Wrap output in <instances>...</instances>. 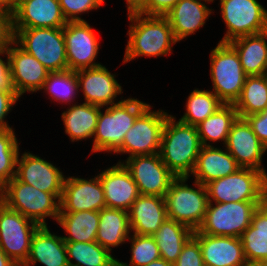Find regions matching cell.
Listing matches in <instances>:
<instances>
[{"mask_svg": "<svg viewBox=\"0 0 267 266\" xmlns=\"http://www.w3.org/2000/svg\"><path fill=\"white\" fill-rule=\"evenodd\" d=\"M149 105L137 98H127L107 106L104 113L100 109L92 153H114L122 145L126 132Z\"/></svg>", "mask_w": 267, "mask_h": 266, "instance_id": "obj_3", "label": "cell"}, {"mask_svg": "<svg viewBox=\"0 0 267 266\" xmlns=\"http://www.w3.org/2000/svg\"><path fill=\"white\" fill-rule=\"evenodd\" d=\"M227 32L219 42L267 31V10L257 0H220Z\"/></svg>", "mask_w": 267, "mask_h": 266, "instance_id": "obj_10", "label": "cell"}, {"mask_svg": "<svg viewBox=\"0 0 267 266\" xmlns=\"http://www.w3.org/2000/svg\"><path fill=\"white\" fill-rule=\"evenodd\" d=\"M43 89L55 101L70 104L79 90L75 71L50 73L42 87Z\"/></svg>", "mask_w": 267, "mask_h": 266, "instance_id": "obj_37", "label": "cell"}, {"mask_svg": "<svg viewBox=\"0 0 267 266\" xmlns=\"http://www.w3.org/2000/svg\"><path fill=\"white\" fill-rule=\"evenodd\" d=\"M210 75L213 91L224 104L239 98L247 75L238 53L229 42H219L210 53Z\"/></svg>", "mask_w": 267, "mask_h": 266, "instance_id": "obj_7", "label": "cell"}, {"mask_svg": "<svg viewBox=\"0 0 267 266\" xmlns=\"http://www.w3.org/2000/svg\"><path fill=\"white\" fill-rule=\"evenodd\" d=\"M193 232L188 226L167 218L152 235L156 240L161 258L173 264Z\"/></svg>", "mask_w": 267, "mask_h": 266, "instance_id": "obj_31", "label": "cell"}, {"mask_svg": "<svg viewBox=\"0 0 267 266\" xmlns=\"http://www.w3.org/2000/svg\"><path fill=\"white\" fill-rule=\"evenodd\" d=\"M258 139L267 147V108L245 117Z\"/></svg>", "mask_w": 267, "mask_h": 266, "instance_id": "obj_44", "label": "cell"}, {"mask_svg": "<svg viewBox=\"0 0 267 266\" xmlns=\"http://www.w3.org/2000/svg\"><path fill=\"white\" fill-rule=\"evenodd\" d=\"M78 89L82 90L85 103L107 107L116 104L117 95L122 94V86L108 69L100 65L75 71Z\"/></svg>", "mask_w": 267, "mask_h": 266, "instance_id": "obj_20", "label": "cell"}, {"mask_svg": "<svg viewBox=\"0 0 267 266\" xmlns=\"http://www.w3.org/2000/svg\"><path fill=\"white\" fill-rule=\"evenodd\" d=\"M103 187L106 207L129 211L140 195L130 171L118 162L98 174Z\"/></svg>", "mask_w": 267, "mask_h": 266, "instance_id": "obj_21", "label": "cell"}, {"mask_svg": "<svg viewBox=\"0 0 267 266\" xmlns=\"http://www.w3.org/2000/svg\"><path fill=\"white\" fill-rule=\"evenodd\" d=\"M240 239L246 261H267V214L260 207Z\"/></svg>", "mask_w": 267, "mask_h": 266, "instance_id": "obj_32", "label": "cell"}, {"mask_svg": "<svg viewBox=\"0 0 267 266\" xmlns=\"http://www.w3.org/2000/svg\"><path fill=\"white\" fill-rule=\"evenodd\" d=\"M179 0H147L137 11L148 16H165Z\"/></svg>", "mask_w": 267, "mask_h": 266, "instance_id": "obj_42", "label": "cell"}, {"mask_svg": "<svg viewBox=\"0 0 267 266\" xmlns=\"http://www.w3.org/2000/svg\"><path fill=\"white\" fill-rule=\"evenodd\" d=\"M3 186L0 184V201L2 200Z\"/></svg>", "mask_w": 267, "mask_h": 266, "instance_id": "obj_53", "label": "cell"}, {"mask_svg": "<svg viewBox=\"0 0 267 266\" xmlns=\"http://www.w3.org/2000/svg\"><path fill=\"white\" fill-rule=\"evenodd\" d=\"M104 0H59L66 21H84L79 15L99 8Z\"/></svg>", "mask_w": 267, "mask_h": 266, "instance_id": "obj_40", "label": "cell"}, {"mask_svg": "<svg viewBox=\"0 0 267 266\" xmlns=\"http://www.w3.org/2000/svg\"><path fill=\"white\" fill-rule=\"evenodd\" d=\"M4 54L7 57V62L0 57V90H14L11 79L10 59L8 55V42L5 46L0 47V56Z\"/></svg>", "mask_w": 267, "mask_h": 266, "instance_id": "obj_45", "label": "cell"}, {"mask_svg": "<svg viewBox=\"0 0 267 266\" xmlns=\"http://www.w3.org/2000/svg\"><path fill=\"white\" fill-rule=\"evenodd\" d=\"M65 246L70 266H118L111 252L96 241L65 242Z\"/></svg>", "mask_w": 267, "mask_h": 266, "instance_id": "obj_35", "label": "cell"}, {"mask_svg": "<svg viewBox=\"0 0 267 266\" xmlns=\"http://www.w3.org/2000/svg\"><path fill=\"white\" fill-rule=\"evenodd\" d=\"M244 266H267V261H246Z\"/></svg>", "mask_w": 267, "mask_h": 266, "instance_id": "obj_52", "label": "cell"}, {"mask_svg": "<svg viewBox=\"0 0 267 266\" xmlns=\"http://www.w3.org/2000/svg\"><path fill=\"white\" fill-rule=\"evenodd\" d=\"M56 221L68 234L62 236L65 242L96 241L99 211L60 212Z\"/></svg>", "mask_w": 267, "mask_h": 266, "instance_id": "obj_30", "label": "cell"}, {"mask_svg": "<svg viewBox=\"0 0 267 266\" xmlns=\"http://www.w3.org/2000/svg\"><path fill=\"white\" fill-rule=\"evenodd\" d=\"M131 232L152 236L168 218L164 197L139 195L128 211Z\"/></svg>", "mask_w": 267, "mask_h": 266, "instance_id": "obj_24", "label": "cell"}, {"mask_svg": "<svg viewBox=\"0 0 267 266\" xmlns=\"http://www.w3.org/2000/svg\"><path fill=\"white\" fill-rule=\"evenodd\" d=\"M101 108V106L83 102L72 104L62 113L65 133L72 142L94 136Z\"/></svg>", "mask_w": 267, "mask_h": 266, "instance_id": "obj_29", "label": "cell"}, {"mask_svg": "<svg viewBox=\"0 0 267 266\" xmlns=\"http://www.w3.org/2000/svg\"><path fill=\"white\" fill-rule=\"evenodd\" d=\"M240 168L227 149L202 146L192 175L195 181L206 185L210 181L231 175Z\"/></svg>", "mask_w": 267, "mask_h": 266, "instance_id": "obj_26", "label": "cell"}, {"mask_svg": "<svg viewBox=\"0 0 267 266\" xmlns=\"http://www.w3.org/2000/svg\"><path fill=\"white\" fill-rule=\"evenodd\" d=\"M70 266L65 241L62 236L50 232L48 226H40L32 236L29 256L22 266Z\"/></svg>", "mask_w": 267, "mask_h": 266, "instance_id": "obj_25", "label": "cell"}, {"mask_svg": "<svg viewBox=\"0 0 267 266\" xmlns=\"http://www.w3.org/2000/svg\"><path fill=\"white\" fill-rule=\"evenodd\" d=\"M8 55L12 85L16 94L21 97L26 92L32 93L42 90L51 72L38 59L22 49L12 38L8 41Z\"/></svg>", "mask_w": 267, "mask_h": 266, "instance_id": "obj_15", "label": "cell"}, {"mask_svg": "<svg viewBox=\"0 0 267 266\" xmlns=\"http://www.w3.org/2000/svg\"><path fill=\"white\" fill-rule=\"evenodd\" d=\"M0 266H18L12 259H10L5 252L0 248Z\"/></svg>", "mask_w": 267, "mask_h": 266, "instance_id": "obj_49", "label": "cell"}, {"mask_svg": "<svg viewBox=\"0 0 267 266\" xmlns=\"http://www.w3.org/2000/svg\"><path fill=\"white\" fill-rule=\"evenodd\" d=\"M202 148L197 126L176 122L168 115L162 132L159 155L176 177H190ZM190 174V175H189Z\"/></svg>", "mask_w": 267, "mask_h": 266, "instance_id": "obj_2", "label": "cell"}, {"mask_svg": "<svg viewBox=\"0 0 267 266\" xmlns=\"http://www.w3.org/2000/svg\"><path fill=\"white\" fill-rule=\"evenodd\" d=\"M259 207L267 214V192L263 195Z\"/></svg>", "mask_w": 267, "mask_h": 266, "instance_id": "obj_51", "label": "cell"}, {"mask_svg": "<svg viewBox=\"0 0 267 266\" xmlns=\"http://www.w3.org/2000/svg\"><path fill=\"white\" fill-rule=\"evenodd\" d=\"M201 1L213 2L211 0H179L165 15L177 42L203 27L208 17L213 13L212 10L214 9H209Z\"/></svg>", "mask_w": 267, "mask_h": 266, "instance_id": "obj_23", "label": "cell"}, {"mask_svg": "<svg viewBox=\"0 0 267 266\" xmlns=\"http://www.w3.org/2000/svg\"><path fill=\"white\" fill-rule=\"evenodd\" d=\"M225 148L241 168H251L263 172L262 157L267 147L258 139L245 118L237 117L227 137Z\"/></svg>", "mask_w": 267, "mask_h": 266, "instance_id": "obj_16", "label": "cell"}, {"mask_svg": "<svg viewBox=\"0 0 267 266\" xmlns=\"http://www.w3.org/2000/svg\"><path fill=\"white\" fill-rule=\"evenodd\" d=\"M67 24L59 0H18L10 28H62Z\"/></svg>", "mask_w": 267, "mask_h": 266, "instance_id": "obj_18", "label": "cell"}, {"mask_svg": "<svg viewBox=\"0 0 267 266\" xmlns=\"http://www.w3.org/2000/svg\"><path fill=\"white\" fill-rule=\"evenodd\" d=\"M128 19L131 25L123 63L139 56L159 57L171 53L172 45L177 41L165 16H148L132 11L128 12Z\"/></svg>", "mask_w": 267, "mask_h": 266, "instance_id": "obj_1", "label": "cell"}, {"mask_svg": "<svg viewBox=\"0 0 267 266\" xmlns=\"http://www.w3.org/2000/svg\"><path fill=\"white\" fill-rule=\"evenodd\" d=\"M127 4V11H137L147 0H125Z\"/></svg>", "mask_w": 267, "mask_h": 266, "instance_id": "obj_48", "label": "cell"}, {"mask_svg": "<svg viewBox=\"0 0 267 266\" xmlns=\"http://www.w3.org/2000/svg\"><path fill=\"white\" fill-rule=\"evenodd\" d=\"M131 241L130 263L120 262L118 266H146L150 262L161 258L156 240L150 235L133 234L128 238Z\"/></svg>", "mask_w": 267, "mask_h": 266, "instance_id": "obj_39", "label": "cell"}, {"mask_svg": "<svg viewBox=\"0 0 267 266\" xmlns=\"http://www.w3.org/2000/svg\"><path fill=\"white\" fill-rule=\"evenodd\" d=\"M11 38L51 73L68 70L62 28H10Z\"/></svg>", "mask_w": 267, "mask_h": 266, "instance_id": "obj_4", "label": "cell"}, {"mask_svg": "<svg viewBox=\"0 0 267 266\" xmlns=\"http://www.w3.org/2000/svg\"><path fill=\"white\" fill-rule=\"evenodd\" d=\"M18 0H0V11L11 18L15 13Z\"/></svg>", "mask_w": 267, "mask_h": 266, "instance_id": "obj_47", "label": "cell"}, {"mask_svg": "<svg viewBox=\"0 0 267 266\" xmlns=\"http://www.w3.org/2000/svg\"><path fill=\"white\" fill-rule=\"evenodd\" d=\"M19 144L12 129H0V184L4 186L16 175Z\"/></svg>", "mask_w": 267, "mask_h": 266, "instance_id": "obj_38", "label": "cell"}, {"mask_svg": "<svg viewBox=\"0 0 267 266\" xmlns=\"http://www.w3.org/2000/svg\"><path fill=\"white\" fill-rule=\"evenodd\" d=\"M148 106L126 132L122 145L114 152L129 157L159 153L162 132L168 113L162 110L152 111Z\"/></svg>", "mask_w": 267, "mask_h": 266, "instance_id": "obj_11", "label": "cell"}, {"mask_svg": "<svg viewBox=\"0 0 267 266\" xmlns=\"http://www.w3.org/2000/svg\"><path fill=\"white\" fill-rule=\"evenodd\" d=\"M208 201L215 203L261 201L267 192V176L258 170L240 168L206 185Z\"/></svg>", "mask_w": 267, "mask_h": 266, "instance_id": "obj_8", "label": "cell"}, {"mask_svg": "<svg viewBox=\"0 0 267 266\" xmlns=\"http://www.w3.org/2000/svg\"><path fill=\"white\" fill-rule=\"evenodd\" d=\"M17 100L19 96L14 90H0V129H12L4 120Z\"/></svg>", "mask_w": 267, "mask_h": 266, "instance_id": "obj_43", "label": "cell"}, {"mask_svg": "<svg viewBox=\"0 0 267 266\" xmlns=\"http://www.w3.org/2000/svg\"><path fill=\"white\" fill-rule=\"evenodd\" d=\"M68 70L94 68L99 51V42L87 21H68L63 27Z\"/></svg>", "mask_w": 267, "mask_h": 266, "instance_id": "obj_14", "label": "cell"}, {"mask_svg": "<svg viewBox=\"0 0 267 266\" xmlns=\"http://www.w3.org/2000/svg\"><path fill=\"white\" fill-rule=\"evenodd\" d=\"M267 31L238 37L229 43L238 53L243 71L247 76L267 74Z\"/></svg>", "mask_w": 267, "mask_h": 266, "instance_id": "obj_27", "label": "cell"}, {"mask_svg": "<svg viewBox=\"0 0 267 266\" xmlns=\"http://www.w3.org/2000/svg\"><path fill=\"white\" fill-rule=\"evenodd\" d=\"M105 207V195L98 175L87 180L73 176L65 178L60 212L100 211Z\"/></svg>", "mask_w": 267, "mask_h": 266, "instance_id": "obj_17", "label": "cell"}, {"mask_svg": "<svg viewBox=\"0 0 267 266\" xmlns=\"http://www.w3.org/2000/svg\"><path fill=\"white\" fill-rule=\"evenodd\" d=\"M61 196L62 193L43 192L14 177L3 186L1 202L40 226H47L46 217L56 221L59 216Z\"/></svg>", "mask_w": 267, "mask_h": 266, "instance_id": "obj_5", "label": "cell"}, {"mask_svg": "<svg viewBox=\"0 0 267 266\" xmlns=\"http://www.w3.org/2000/svg\"><path fill=\"white\" fill-rule=\"evenodd\" d=\"M233 105L241 118L263 112L267 108V74L247 76Z\"/></svg>", "mask_w": 267, "mask_h": 266, "instance_id": "obj_34", "label": "cell"}, {"mask_svg": "<svg viewBox=\"0 0 267 266\" xmlns=\"http://www.w3.org/2000/svg\"><path fill=\"white\" fill-rule=\"evenodd\" d=\"M130 232L128 211L108 207L99 211L96 242L102 247L111 252L113 247L125 243Z\"/></svg>", "mask_w": 267, "mask_h": 266, "instance_id": "obj_28", "label": "cell"}, {"mask_svg": "<svg viewBox=\"0 0 267 266\" xmlns=\"http://www.w3.org/2000/svg\"><path fill=\"white\" fill-rule=\"evenodd\" d=\"M146 266H173L172 263L167 262L166 260H164L163 258H159L155 261L150 262L148 265Z\"/></svg>", "mask_w": 267, "mask_h": 266, "instance_id": "obj_50", "label": "cell"}, {"mask_svg": "<svg viewBox=\"0 0 267 266\" xmlns=\"http://www.w3.org/2000/svg\"><path fill=\"white\" fill-rule=\"evenodd\" d=\"M201 246L205 266H244L246 259L240 237L213 236L193 232Z\"/></svg>", "mask_w": 267, "mask_h": 266, "instance_id": "obj_22", "label": "cell"}, {"mask_svg": "<svg viewBox=\"0 0 267 266\" xmlns=\"http://www.w3.org/2000/svg\"><path fill=\"white\" fill-rule=\"evenodd\" d=\"M15 177L48 193H62L66 178L52 163L30 152H24L20 159L18 154Z\"/></svg>", "mask_w": 267, "mask_h": 266, "instance_id": "obj_19", "label": "cell"}, {"mask_svg": "<svg viewBox=\"0 0 267 266\" xmlns=\"http://www.w3.org/2000/svg\"><path fill=\"white\" fill-rule=\"evenodd\" d=\"M261 201L228 203L209 202L200 233L213 236L240 237L251 225L252 216Z\"/></svg>", "mask_w": 267, "mask_h": 266, "instance_id": "obj_9", "label": "cell"}, {"mask_svg": "<svg viewBox=\"0 0 267 266\" xmlns=\"http://www.w3.org/2000/svg\"><path fill=\"white\" fill-rule=\"evenodd\" d=\"M39 227V224L0 201V248L18 266L26 262L32 236Z\"/></svg>", "mask_w": 267, "mask_h": 266, "instance_id": "obj_12", "label": "cell"}, {"mask_svg": "<svg viewBox=\"0 0 267 266\" xmlns=\"http://www.w3.org/2000/svg\"><path fill=\"white\" fill-rule=\"evenodd\" d=\"M189 177H176L165 194L167 216L193 231L203 223L208 206L206 186L194 181L197 189L186 184Z\"/></svg>", "mask_w": 267, "mask_h": 266, "instance_id": "obj_6", "label": "cell"}, {"mask_svg": "<svg viewBox=\"0 0 267 266\" xmlns=\"http://www.w3.org/2000/svg\"><path fill=\"white\" fill-rule=\"evenodd\" d=\"M223 105L224 103L214 92L194 89L188 96L186 112L179 120L183 123L197 126Z\"/></svg>", "mask_w": 267, "mask_h": 266, "instance_id": "obj_36", "label": "cell"}, {"mask_svg": "<svg viewBox=\"0 0 267 266\" xmlns=\"http://www.w3.org/2000/svg\"><path fill=\"white\" fill-rule=\"evenodd\" d=\"M237 117L238 113L234 105L224 104L214 114L198 124L197 129L202 146H212L210 142H220V140L225 146L231 126Z\"/></svg>", "mask_w": 267, "mask_h": 266, "instance_id": "obj_33", "label": "cell"}, {"mask_svg": "<svg viewBox=\"0 0 267 266\" xmlns=\"http://www.w3.org/2000/svg\"><path fill=\"white\" fill-rule=\"evenodd\" d=\"M11 39L10 18L0 11V47Z\"/></svg>", "mask_w": 267, "mask_h": 266, "instance_id": "obj_46", "label": "cell"}, {"mask_svg": "<svg viewBox=\"0 0 267 266\" xmlns=\"http://www.w3.org/2000/svg\"><path fill=\"white\" fill-rule=\"evenodd\" d=\"M119 162L130 171L140 195L165 197L171 182L176 178L163 163L159 153L132 156L125 163Z\"/></svg>", "mask_w": 267, "mask_h": 266, "instance_id": "obj_13", "label": "cell"}, {"mask_svg": "<svg viewBox=\"0 0 267 266\" xmlns=\"http://www.w3.org/2000/svg\"><path fill=\"white\" fill-rule=\"evenodd\" d=\"M173 266H205L201 246L193 235L183 245L181 253Z\"/></svg>", "mask_w": 267, "mask_h": 266, "instance_id": "obj_41", "label": "cell"}]
</instances>
